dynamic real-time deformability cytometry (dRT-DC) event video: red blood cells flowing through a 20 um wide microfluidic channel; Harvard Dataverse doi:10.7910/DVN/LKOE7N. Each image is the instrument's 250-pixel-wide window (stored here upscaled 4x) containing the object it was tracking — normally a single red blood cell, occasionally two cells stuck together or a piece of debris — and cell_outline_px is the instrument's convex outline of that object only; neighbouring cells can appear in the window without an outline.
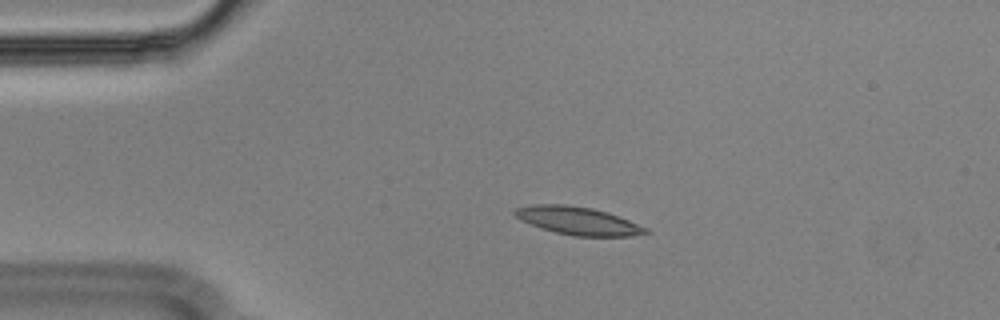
{"species": "Egyptian fruit bat (a non-hibernating species)", "species_latin": "Rousettus aegyptiacus", "temperature_condition": "cold", "stored_images_in_passage": 45, "camera_frame_rate_fps": 3000, "um_per_image_px": 0.085, "animal": {"sex": "male"}, "frame": {"image": 1, "passage_image": 1, "time_ms": 0.0, "image_size_px": [1000, 320], "cell_outline_px": [[652, 232], [632, 236], [572, 236], [540, 228], [520, 220], [512, 212], [516, 208], [536, 204], [564, 204], [592, 208], [608, 212], [648, 228]], "centroid_in_image_um": [49.13, 18.77], "position_along_channel_um": 35.9, "area_um2": 21.33}}
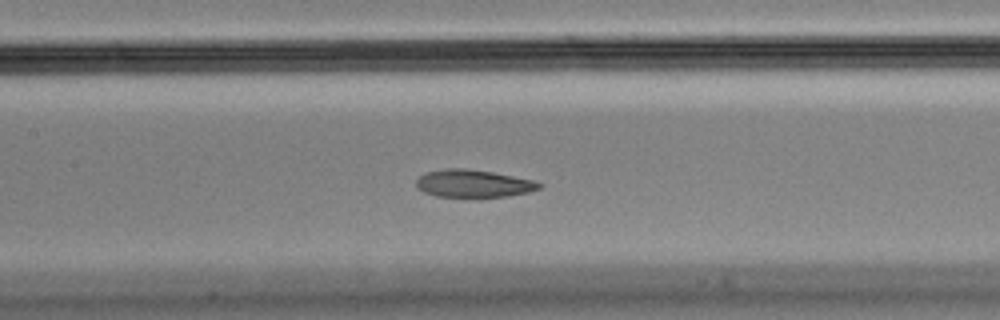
{"frame": {"image": 2, "passage_image": 15, "time_ms": 4.667, "image_size_px": [1000, 320], "cell_outline_px": [[544, 184], [540, 188], [528, 192], [508, 196], [436, 196], [424, 192], [416, 188], [416, 180], [420, 176], [428, 172], [448, 168], [464, 168], [492, 172], [536, 180]], "centroid_in_image_um": [40.27, 15.59], "position_along_channel_um": 167.1, "area_um2": 19.59}}
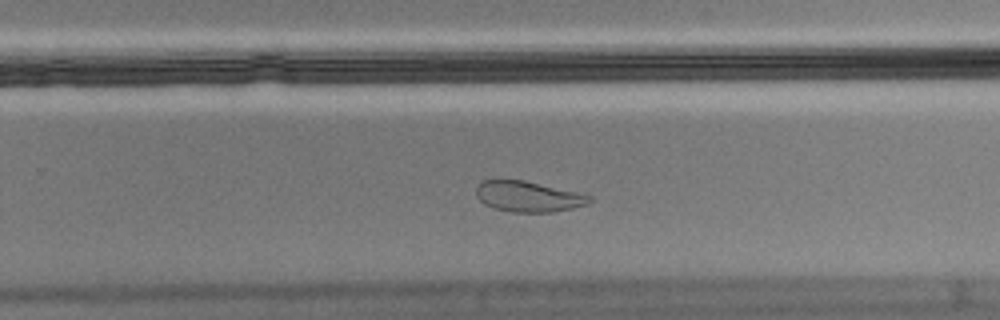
{"frame": {"image": 3, "passage_image": 25, "time_ms": 8.0, "image_size_px": [1000, 320], "cell_outline_px": [[592, 200], [588, 204], [572, 208], [552, 212], [512, 212], [492, 208], [484, 204], [476, 196], [476, 188], [484, 180], [524, 180], [576, 192], [592, 196]], "centroid_in_image_um": [44.89, 16.71], "position_along_channel_um": 284.9, "area_um2": 20.11}, "authors_computed_cell_mechanics": {"area_um2": 21.675, "velocity_mm_per_s": 3.5437, "shape_relaxation_time_tau1_ms": null, "shape_relaxation_time_tau2_ms": 2.2678, "deformation_change_tau1": null, "deformation_change_tau2": 0.0819}}